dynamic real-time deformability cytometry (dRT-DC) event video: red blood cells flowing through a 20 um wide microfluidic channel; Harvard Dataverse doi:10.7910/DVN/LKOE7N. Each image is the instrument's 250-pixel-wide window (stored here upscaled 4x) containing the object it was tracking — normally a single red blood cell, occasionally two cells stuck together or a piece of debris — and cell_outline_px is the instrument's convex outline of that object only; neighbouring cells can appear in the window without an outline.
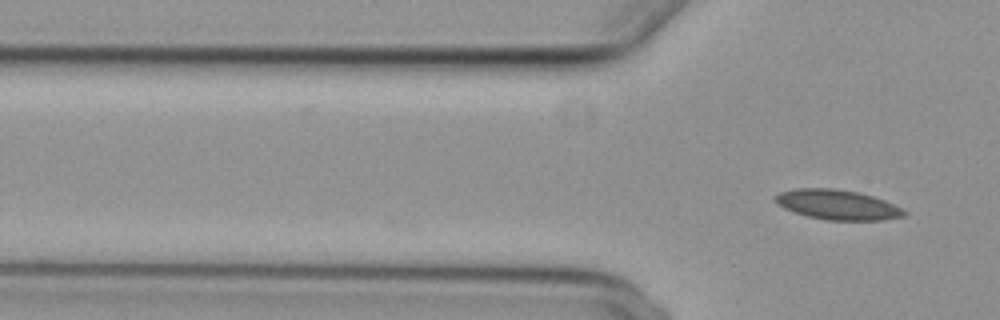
{"species": "common noctule bat (a hibernating species)", "species_latin": "Nyctalus noctula", "temperature_condition": "cold", "stored_images_in_passage": 7, "camera_frame_rate_fps": 3000, "um_per_image_px": 0.085, "animal": {"sex": "female", "body_mass_g": 29.2, "forearm_length_mm": 56.3}, "frame": {"image": 1, "passage_image": 7, "time_ms": 2.0, "image_size_px": [1000, 320], "cell_outline_px": [[908, 212], [904, 216], [884, 220], [828, 220], [808, 216], [784, 208], [776, 204], [772, 196], [780, 192], [796, 188], [836, 188], [860, 192], [884, 200], [904, 208]], "centroid_in_image_um": [71.19, 17.39], "position_along_channel_um": 54.6, "area_um2": 22.66}}